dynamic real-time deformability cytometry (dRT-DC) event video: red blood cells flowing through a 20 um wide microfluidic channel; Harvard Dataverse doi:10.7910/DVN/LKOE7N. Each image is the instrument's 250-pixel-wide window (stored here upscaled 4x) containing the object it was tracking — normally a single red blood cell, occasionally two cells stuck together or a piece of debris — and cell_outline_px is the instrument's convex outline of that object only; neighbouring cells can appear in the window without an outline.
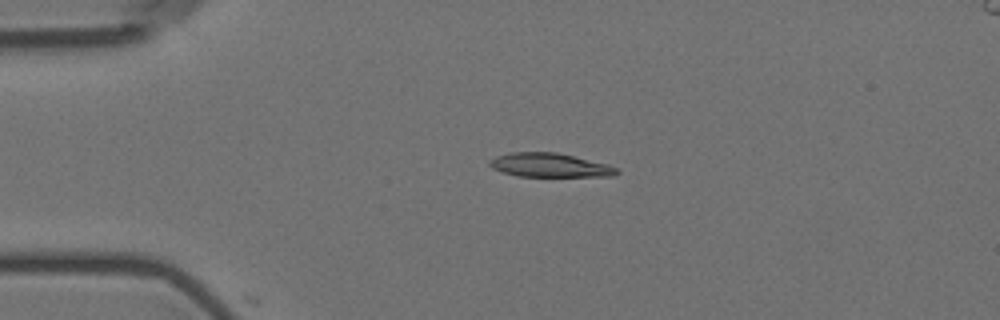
{"species": "Egyptian fruit bat (a non-hibernating species)", "species_latin": "Rousettus aegyptiacus", "temperature_condition": "room temperature", "stored_images_in_passage": 6, "camera_frame_rate_fps": 3000, "um_per_image_px": 0.085, "animal": {"sex": "female"}, "frame": {"image": 1, "passage_image": 3, "time_ms": 2.667, "image_size_px": [1000, 320], "cell_outline_px": [[620, 172], [616, 176], [516, 176], [492, 168], [488, 164], [488, 160], [496, 156], [512, 152], [556, 152], [608, 164], [616, 168]], "centroid_in_image_um": [46.72, 14.04], "position_along_channel_um": 38.3, "area_um2": 17.69}}